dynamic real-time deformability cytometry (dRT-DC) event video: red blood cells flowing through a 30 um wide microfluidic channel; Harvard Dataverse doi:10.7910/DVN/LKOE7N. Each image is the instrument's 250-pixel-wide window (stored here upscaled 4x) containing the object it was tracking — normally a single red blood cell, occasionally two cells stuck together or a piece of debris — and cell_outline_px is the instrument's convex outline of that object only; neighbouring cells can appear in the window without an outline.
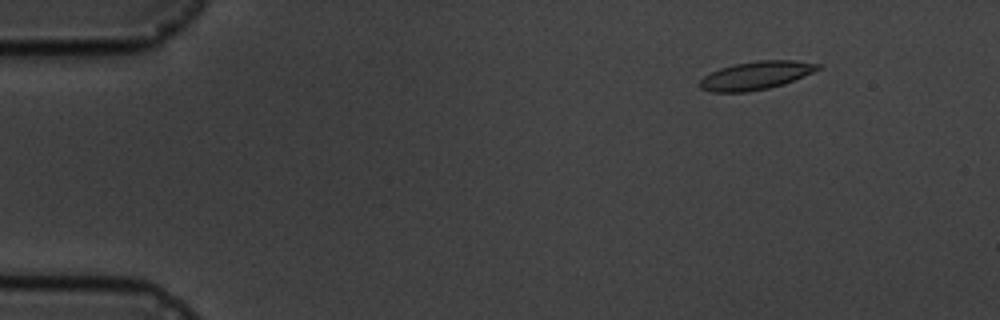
{"species": "common noctule bat (a hibernating species)", "species_latin": "Nyctalus noctula", "temperature_condition": "cold", "stored_images_in_passage": 6, "camera_frame_rate_fps": 3000, "um_per_image_px": 0.085, "animal": {"sex": "male", "body_mass_g": 19.5, "forearm_length_mm": 54.6}, "frame": {"image": 1, "passage_image": 2, "time_ms": 1.0, "image_size_px": [1000, 320], "cell_outline_px": [[820, 68], [804, 76], [784, 84], [768, 88], [748, 92], [712, 92], [700, 88], [700, 80], [704, 76], [720, 68], [736, 64], [756, 60], [792, 60], [820, 64]], "centroid_in_image_um": [64.25, 6.42], "position_along_channel_um": 20.8, "area_um2": 19.25}}
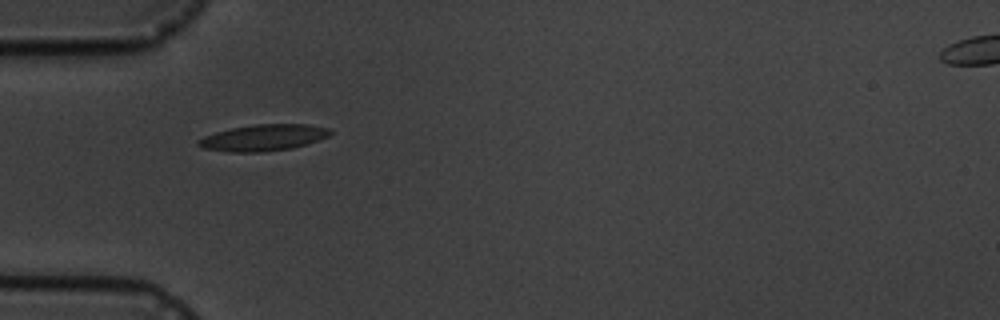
{"frame": {"image": 2, "passage_image": 5, "time_ms": 4.667, "image_size_px": [1000, 320], "cell_outline_px": [[332, 132], [328, 136], [292, 148], [260, 152], [232, 152], [204, 148], [196, 144], [196, 140], [204, 136], [216, 132], [232, 128], [256, 124], [308, 124], [332, 128]], "centroid_in_image_um": [22.38, 11.69], "position_along_channel_um": 62.6, "area_um2": 20.11}}
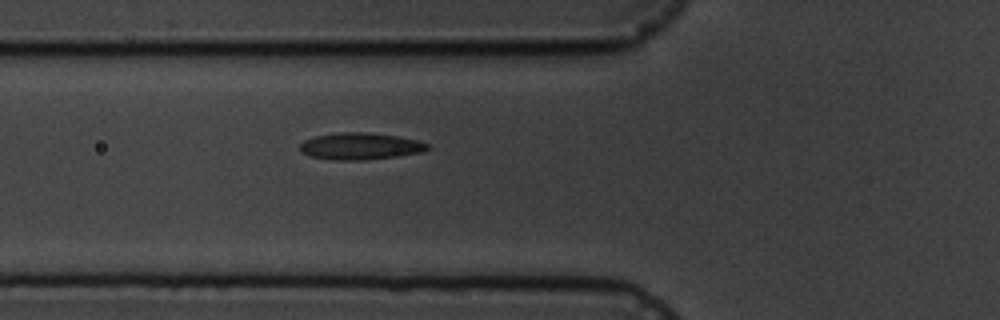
{"frame": {"image": 3, "passage_image": 6, "time_ms": 5.667, "image_size_px": [1000, 320], "cell_outline_px": [[432, 148], [424, 152], [400, 156], [364, 160], [336, 160], [308, 156], [300, 152], [300, 144], [304, 140], [316, 136], [340, 132], [368, 132], [396, 136], [416, 140], [428, 144]], "centroid_in_image_um": [30.64, 12.43], "position_along_channel_um": 95.2, "area_um2": 20.11}}